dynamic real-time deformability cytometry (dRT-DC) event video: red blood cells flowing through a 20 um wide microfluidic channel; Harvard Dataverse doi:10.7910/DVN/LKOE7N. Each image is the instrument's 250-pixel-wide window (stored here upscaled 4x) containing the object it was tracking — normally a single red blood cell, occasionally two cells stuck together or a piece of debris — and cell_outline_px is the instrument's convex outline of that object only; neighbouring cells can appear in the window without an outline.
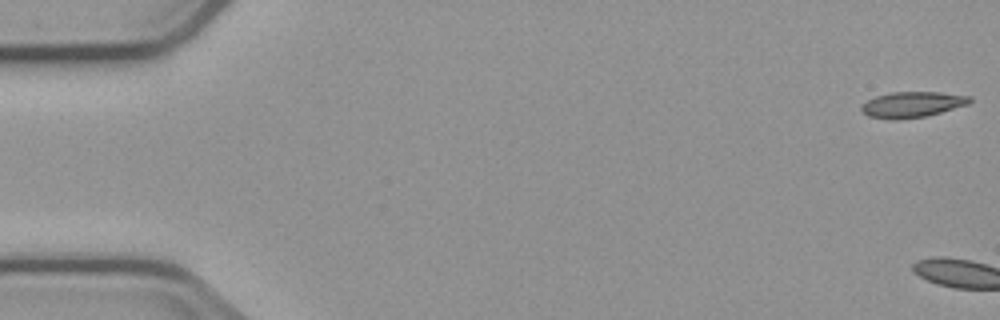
{"species": "common noctule bat (a hibernating species)", "species_latin": "Nyctalus noctula", "temperature_condition": "cold", "stored_images_in_passage": 7, "camera_frame_rate_fps": 3000, "um_per_image_px": 0.085, "animal": {"sex": "male", "body_mass_g": 23.1, "forearm_length_mm": 52.7}, "frame": {"image": 1, "passage_image": 1, "time_ms": 0.0, "image_size_px": [1000, 320], "cell_outline_px": [[972, 100], [968, 104], [940, 112], [924, 116], [896, 120], [888, 120], [868, 116], [860, 108], [860, 104], [876, 96], [892, 92], [940, 92], [972, 96]], "centroid_in_image_um": [77.51, 8.88], "position_along_channel_um": 7.5, "area_um2": 16.24}}
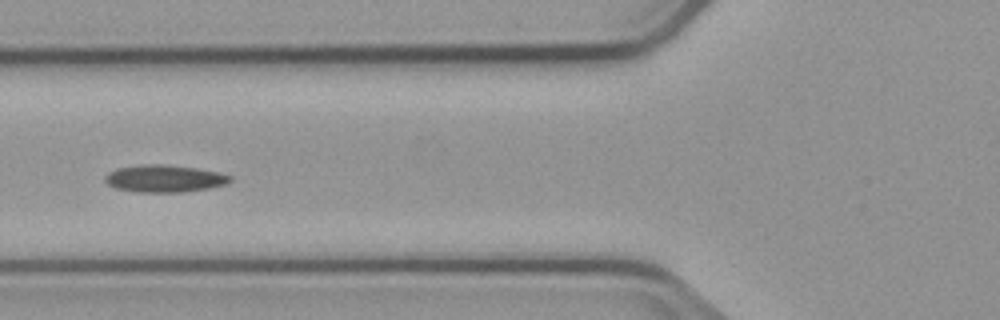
{"frame": {"image": 2, "passage_image": 7, "time_ms": 7.667, "image_size_px": [1000, 320], "cell_outline_px": [[232, 180], [228, 184], [208, 188], [184, 192], [140, 192], [116, 188], [108, 184], [104, 180], [104, 176], [108, 172], [116, 168], [140, 164], [160, 164], [196, 168], [220, 172], [232, 176]], "centroid_in_image_um": [13.98, 15.17], "position_along_channel_um": 111.8, "area_um2": 20.0}}